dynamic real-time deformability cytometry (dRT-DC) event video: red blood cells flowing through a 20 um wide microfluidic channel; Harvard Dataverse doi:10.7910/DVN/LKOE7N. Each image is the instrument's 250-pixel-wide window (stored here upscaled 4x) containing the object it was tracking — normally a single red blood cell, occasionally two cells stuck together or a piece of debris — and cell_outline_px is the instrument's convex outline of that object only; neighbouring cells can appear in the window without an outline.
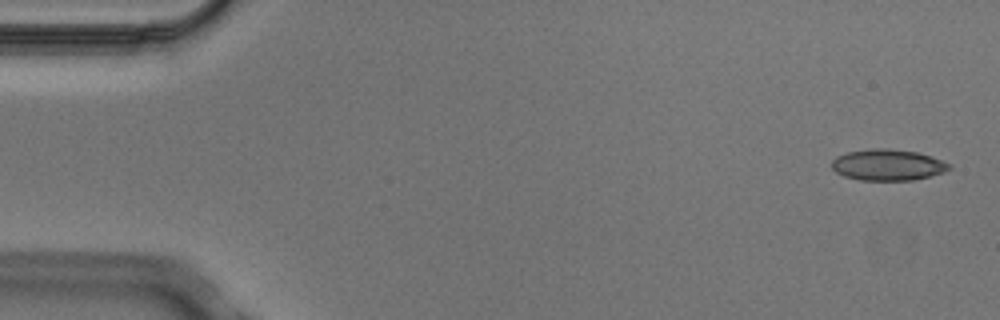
{"species": "Egyptian fruit bat (a non-hibernating species)", "species_latin": "Rousettus aegyptiacus", "temperature_condition": "cold", "stored_images_in_passage": 6, "camera_frame_rate_fps": 3000, "um_per_image_px": 0.085, "animal": {"sex": "male"}, "frame": {"image": 1, "passage_image": 1, "time_ms": 0.0, "image_size_px": [1000, 320], "cell_outline_px": [[952, 168], [944, 172], [912, 180], [860, 180], [844, 176], [836, 172], [832, 168], [832, 160], [836, 156], [848, 152], [872, 148], [888, 148], [916, 152], [952, 164]], "centroid_in_image_um": [75.44, 14.01], "position_along_channel_um": 9.6, "area_um2": 21.21}}
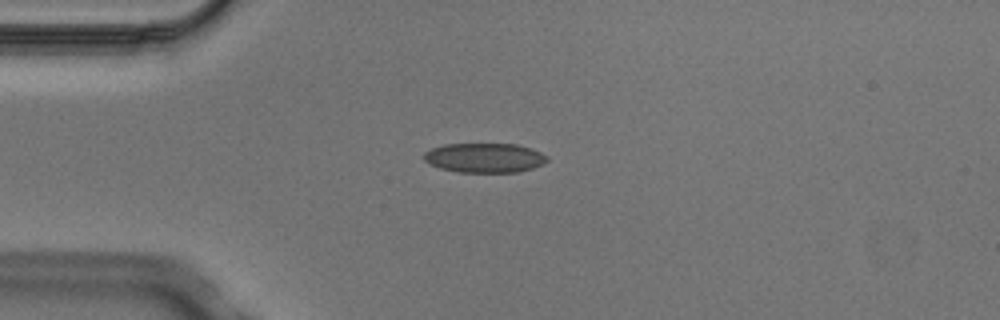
{"frame": {"image": 2, "passage_image": 4, "time_ms": 1.0, "image_size_px": [1000, 320], "cell_outline_px": [[548, 160], [544, 164], [532, 168], [516, 172], [456, 172], [440, 168], [424, 160], [424, 152], [432, 148], [444, 144], [516, 144], [532, 148], [548, 156]], "centroid_in_image_um": [41.21, 13.41], "position_along_channel_um": 43.8, "area_um2": 21.21}}
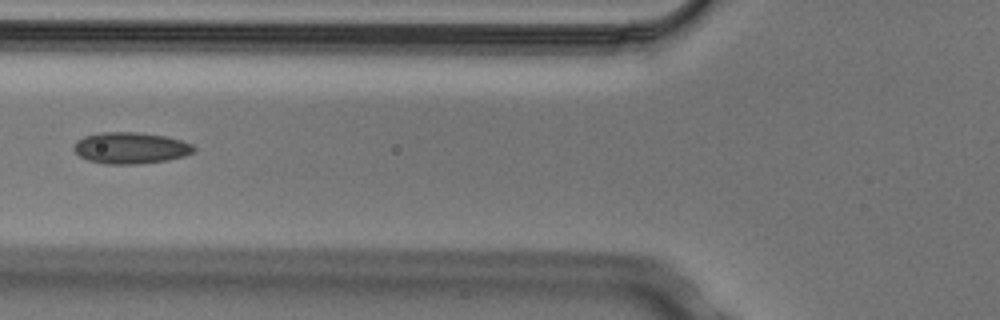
{"frame": {"image": 3, "passage_image": 6, "time_ms": 1.667, "image_size_px": [1000, 320], "cell_outline_px": [[196, 152], [184, 156], [168, 160], [136, 164], [104, 164], [88, 160], [80, 156], [72, 148], [72, 144], [76, 140], [84, 136], [100, 132], [136, 132], [168, 136], [192, 144], [196, 148]], "centroid_in_image_um": [11.1, 12.57], "position_along_channel_um": 114.7, "area_um2": 22.25}}